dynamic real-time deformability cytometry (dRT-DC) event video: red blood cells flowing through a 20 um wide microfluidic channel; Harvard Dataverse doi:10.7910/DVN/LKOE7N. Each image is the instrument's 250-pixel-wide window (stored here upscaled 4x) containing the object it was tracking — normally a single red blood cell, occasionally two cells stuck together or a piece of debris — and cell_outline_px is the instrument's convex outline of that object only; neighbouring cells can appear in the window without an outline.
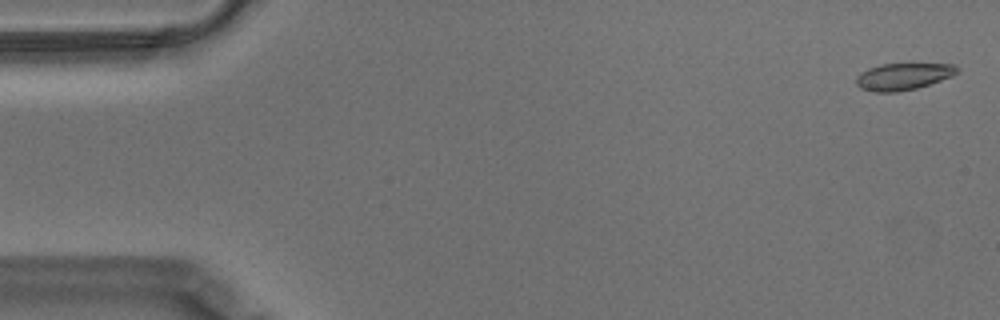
{"species": "Egyptian fruit bat (a non-hibernating species)", "species_latin": "Rousettus aegyptiacus", "temperature_condition": "warm", "stored_images_in_passage": 58, "camera_frame_rate_fps": 3000, "um_per_image_px": 0.085, "animal": {"sex": "male"}, "frame": {"image": 1, "passage_image": 2, "time_ms": 0.333, "image_size_px": [1000, 320], "cell_outline_px": [[960, 68], [952, 76], [916, 88], [896, 92], [872, 92], [860, 88], [856, 84], [856, 76], [860, 72], [868, 68], [880, 64], [956, 64]], "centroid_in_image_um": [76.73, 6.5], "position_along_channel_um": 8.3, "area_um2": 15.78}}
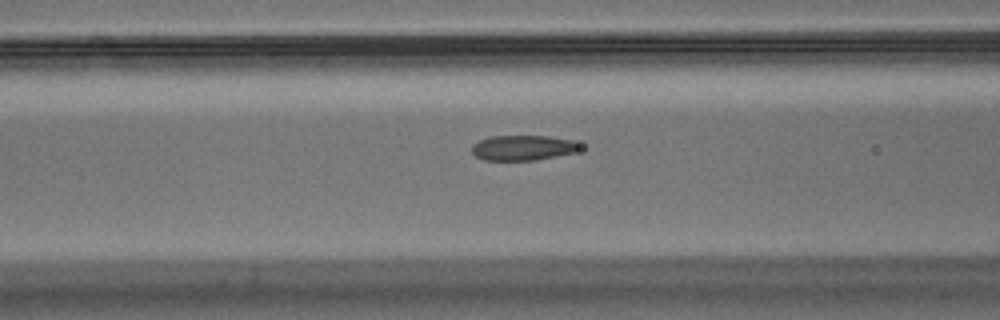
{"frame": {"image": 2, "passage_image": 23, "time_ms": 7.333, "image_size_px": [1000, 320], "cell_outline_px": [[580, 148], [576, 152], [536, 160], [484, 160], [476, 156], [472, 152], [472, 144], [488, 136], [548, 136], [572, 140], [580, 144]], "centroid_in_image_um": [44.44, 12.56], "position_along_channel_um": 122.2, "area_um2": 15.84}}
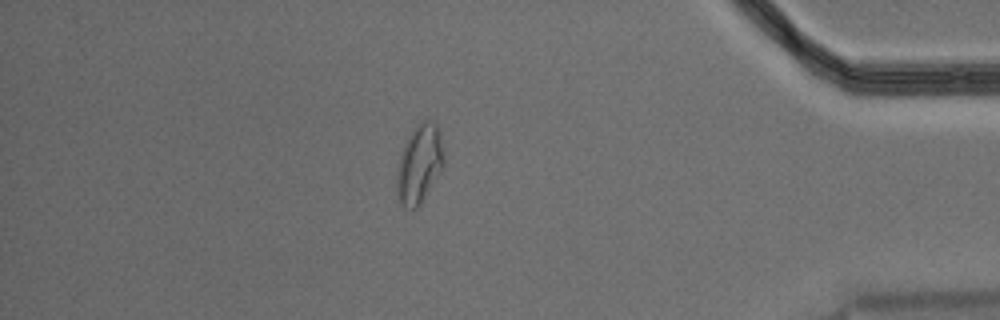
{"frame": {"image": 3, "passage_image": 50, "time_ms": 16.333, "image_size_px": [1000, 320], "cell_outline_px": [[444, 164], [420, 204], [416, 208], [404, 208], [396, 192], [396, 172], [400, 152], [404, 144], [412, 132], [424, 120], [428, 120], [436, 124], [444, 156]], "centroid_in_image_um": [35.61, 13.97], "position_along_channel_um": 399.6, "area_um2": 20.98}, "authors_computed_cell_mechanics": {"area_um2": 16.5019, "velocity_mm_per_s": 3.5083, "shape_relaxation_time_tau1_ms": null, "shape_relaxation_time_tau2_ms": 1.5885, "deformation_change_tau1": null, "deformation_change_tau2": 0.0692}}